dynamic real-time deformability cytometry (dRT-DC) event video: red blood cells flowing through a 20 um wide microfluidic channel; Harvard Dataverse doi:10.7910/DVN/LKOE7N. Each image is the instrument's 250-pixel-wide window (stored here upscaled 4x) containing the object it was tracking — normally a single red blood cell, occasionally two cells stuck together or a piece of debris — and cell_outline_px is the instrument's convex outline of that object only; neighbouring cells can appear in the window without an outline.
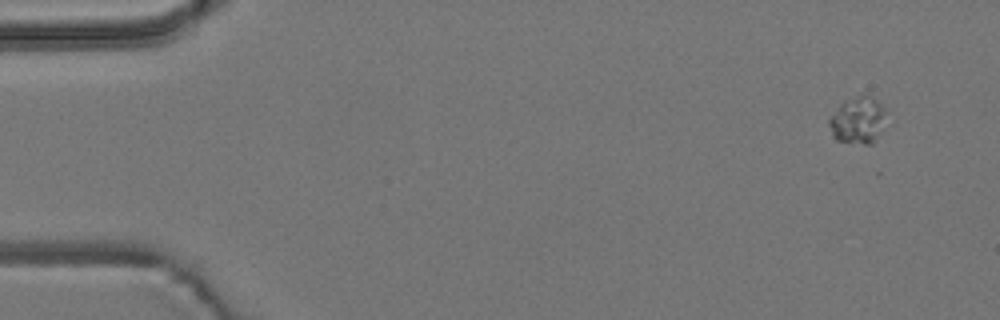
{"species": "common noctule bat (a hibernating species)", "species_latin": "Nyctalus noctula", "temperature_condition": "room temperature", "stored_images_in_passage": 4, "camera_frame_rate_fps": 3000, "um_per_image_px": 0.085, "animal": {"sex": "male", "body_mass_g": 19.2, "forearm_length_mm": 51.8}, "frame": {"image": 1, "passage_image": 1, "time_ms": 0.0, "image_size_px": [1000, 320], "cell_outline_px": [[884, 112], [872, 144], [864, 144], [836, 140], [832, 136], [828, 124], [828, 120], [840, 104], [860, 96], [868, 96], [876, 100], [884, 108]], "centroid_in_image_um": [72.82, 10.24], "position_along_channel_um": 12.2, "area_um2": 14.51}}